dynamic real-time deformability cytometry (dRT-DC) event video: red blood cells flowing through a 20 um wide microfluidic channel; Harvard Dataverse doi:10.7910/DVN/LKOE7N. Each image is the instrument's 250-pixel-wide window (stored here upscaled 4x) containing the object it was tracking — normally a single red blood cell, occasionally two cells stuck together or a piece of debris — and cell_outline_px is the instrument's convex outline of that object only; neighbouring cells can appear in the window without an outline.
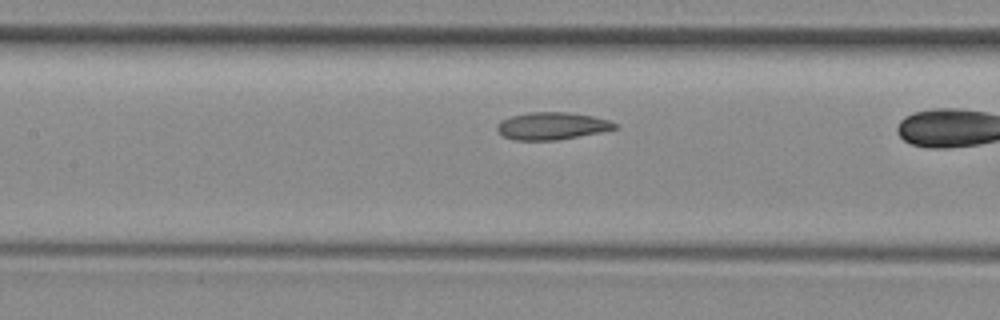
{"species": "common noctule bat (a hibernating species)", "species_latin": "Nyctalus noctula", "temperature_condition": "room temperature", "stored_images_in_passage": 15, "camera_frame_rate_fps": 3000, "um_per_image_px": 0.085, "animal": {"sex": "female", "body_mass_g": 29.2, "forearm_length_mm": 56.3}, "frame": {"image": 1, "passage_image": 11, "time_ms": 3.333, "image_size_px": [1000, 320], "cell_outline_px": [[620, 128], [600, 132], [556, 140], [516, 140], [504, 136], [496, 128], [504, 120], [512, 116], [528, 112], [568, 112], [592, 116], [608, 120], [620, 124]], "centroid_in_image_um": [46.99, 10.7], "position_along_channel_um": 160.4, "area_um2": 18.55}}